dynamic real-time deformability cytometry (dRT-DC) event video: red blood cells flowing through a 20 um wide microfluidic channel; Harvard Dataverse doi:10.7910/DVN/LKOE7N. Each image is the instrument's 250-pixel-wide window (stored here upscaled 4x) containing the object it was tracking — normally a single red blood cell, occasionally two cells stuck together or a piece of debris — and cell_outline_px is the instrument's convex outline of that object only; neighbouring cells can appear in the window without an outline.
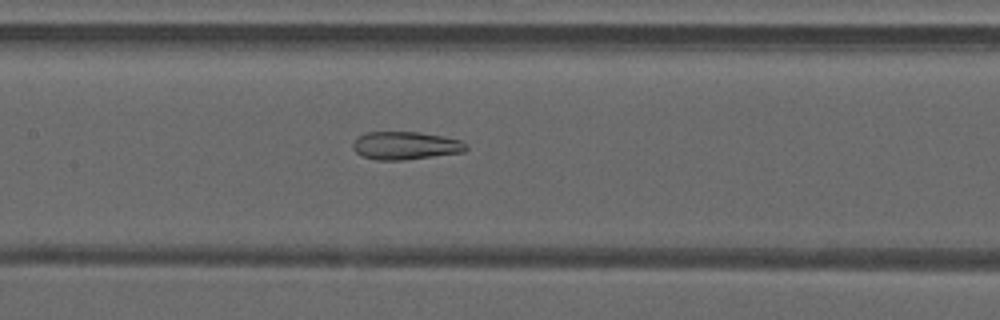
{"species": "common noctule bat (a hibernating species)", "species_latin": "Nyctalus noctula", "temperature_condition": "warm", "stored_images_in_passage": 36, "camera_frame_rate_fps": 3000, "um_per_image_px": 0.085, "animal": {"sex": "male", "forearm_length_mm": 52.5}, "frame": {"image": 1, "passage_image": 10, "time_ms": 3.0, "image_size_px": [1000, 320], "cell_outline_px": [[468, 148], [464, 152], [404, 160], [376, 160], [360, 156], [352, 148], [352, 144], [356, 136], [368, 132], [420, 132], [460, 140], [468, 144]], "centroid_in_image_um": [34.43, 12.38], "position_along_channel_um": 173.0, "area_um2": 18.61}}
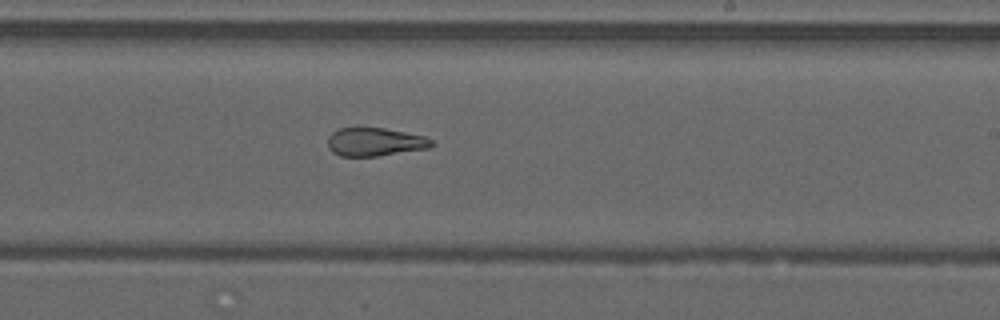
{"frame": {"image": 2, "passage_image": 16, "time_ms": 5.0, "image_size_px": [1000, 320], "cell_outline_px": [[436, 144], [432, 148], [376, 156], [340, 156], [332, 152], [328, 148], [328, 136], [332, 132], [340, 128], [384, 128], [424, 136], [432, 140]], "centroid_in_image_um": [31.89, 12.07], "position_along_channel_um": 257.1, "area_um2": 17.22}}
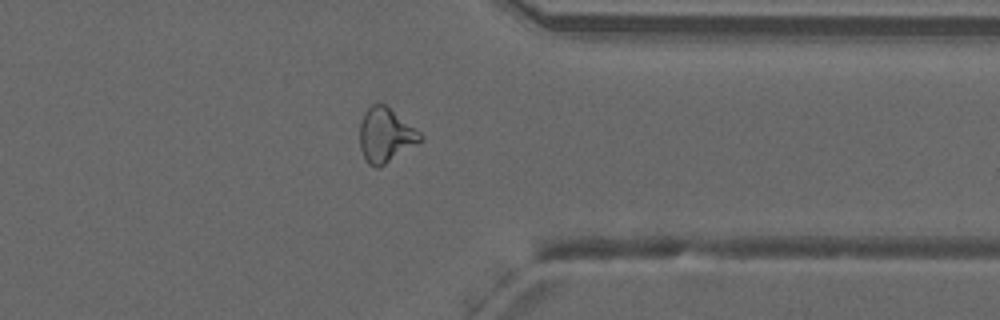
{"frame": {"image": 3, "passage_image": 25, "time_ms": 8.0, "image_size_px": [1000, 320], "cell_outline_px": [[424, 140], [384, 164], [376, 168], [368, 164], [360, 148], [360, 120], [364, 112], [372, 104], [384, 104], [420, 132], [424, 136]], "centroid_in_image_um": [32.77, 11.49], "position_along_channel_um": 378.6, "area_um2": 18.96}}